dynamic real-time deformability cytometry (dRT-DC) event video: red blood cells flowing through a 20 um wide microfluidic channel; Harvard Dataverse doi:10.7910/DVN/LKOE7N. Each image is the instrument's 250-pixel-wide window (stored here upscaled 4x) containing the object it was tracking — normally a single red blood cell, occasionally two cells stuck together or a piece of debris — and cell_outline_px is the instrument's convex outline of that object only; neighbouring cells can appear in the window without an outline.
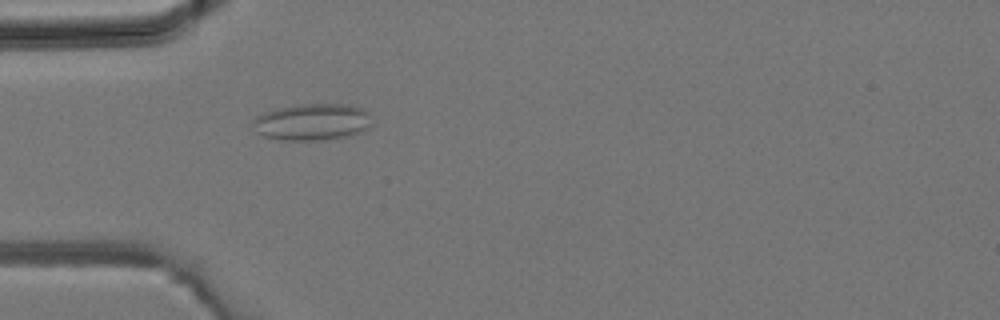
{"species": "common noctule bat (a hibernating species)", "species_latin": "Nyctalus noctula", "temperature_condition": "room temperature", "stored_images_in_passage": 42, "camera_frame_rate_fps": 3000, "um_per_image_px": 0.085, "animal": {"sex": "male", "body_mass_g": 19.2, "forearm_length_mm": 51.8}, "frame": {"image": 1, "passage_image": 12, "time_ms": 3.667, "image_size_px": [1000, 320], "cell_outline_px": [[372, 124], [368, 128], [360, 132], [344, 136], [316, 140], [280, 140], [264, 136], [256, 132], [252, 124], [252, 120], [256, 116], [264, 112], [276, 108], [296, 104], [344, 104], [364, 108], [368, 112]], "centroid_in_image_um": [26.5, 10.35], "position_along_channel_um": 58.5, "area_um2": 25.55}}
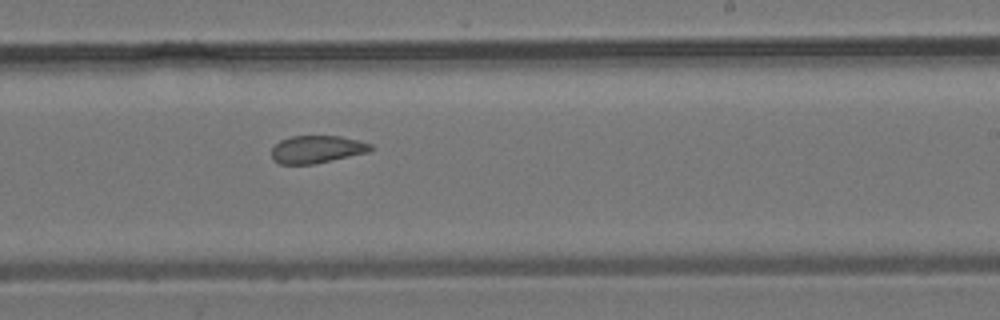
{"frame": {"image": 2, "passage_image": 25, "time_ms": 8.0, "image_size_px": [1000, 320], "cell_outline_px": [[376, 148], [368, 152], [312, 164], [280, 164], [272, 160], [272, 148], [280, 140], [292, 136], [340, 136], [360, 140], [372, 144]], "centroid_in_image_um": [26.95, 12.68], "position_along_channel_um": 262.0, "area_um2": 15.95}}
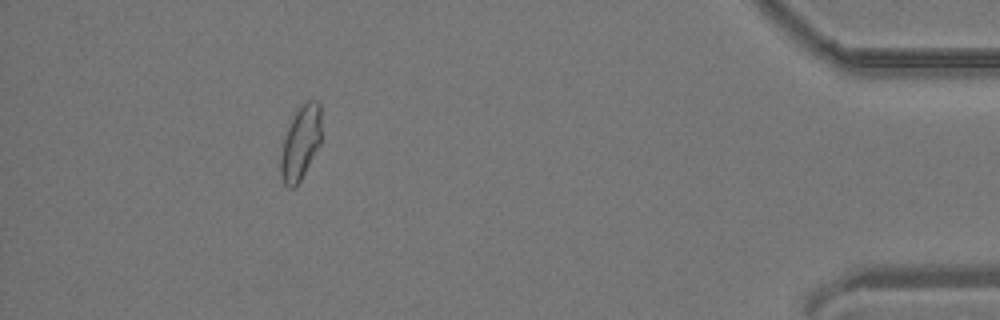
{"frame": {"image": 3, "passage_image": 38, "time_ms": 12.333, "image_size_px": [1000, 320], "cell_outline_px": [[320, 144], [296, 188], [288, 188], [284, 184], [280, 172], [280, 156], [284, 136], [296, 112], [308, 100], [320, 100]], "centroid_in_image_um": [25.54, 12.18], "position_along_channel_um": 409.7, "area_um2": 17.34}}